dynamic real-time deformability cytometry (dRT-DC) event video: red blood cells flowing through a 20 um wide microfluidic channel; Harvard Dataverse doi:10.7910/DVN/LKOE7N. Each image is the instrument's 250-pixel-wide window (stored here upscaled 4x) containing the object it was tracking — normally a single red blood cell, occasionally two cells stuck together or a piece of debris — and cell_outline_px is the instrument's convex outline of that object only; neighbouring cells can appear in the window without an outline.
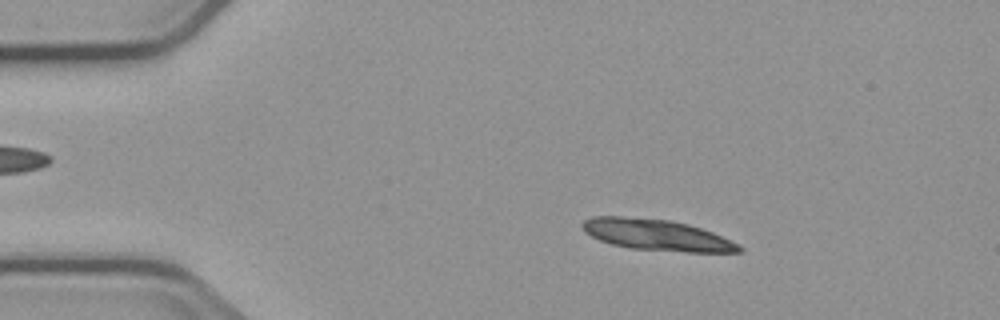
{"species": "common noctule bat (a hibernating species)", "species_latin": "Nyctalus noctula", "temperature_condition": "cold", "stored_images_in_passage": 5, "camera_frame_rate_fps": 3000, "um_per_image_px": 0.085, "animal": {"sex": "male", "body_mass_g": 23.1, "forearm_length_mm": 52.7}, "frame": {"image": 1, "passage_image": 2, "time_ms": 1.0, "image_size_px": [1000, 320], "cell_outline_px": [[744, 248], [740, 252], [684, 252], [628, 248], [612, 244], [600, 240], [584, 232], [580, 224], [584, 220], [592, 216], [620, 216], [668, 220], [688, 224], [712, 232], [740, 244]], "centroid_in_image_um": [55.81, 19.97], "position_along_channel_um": 29.2, "area_um2": 28.44}}
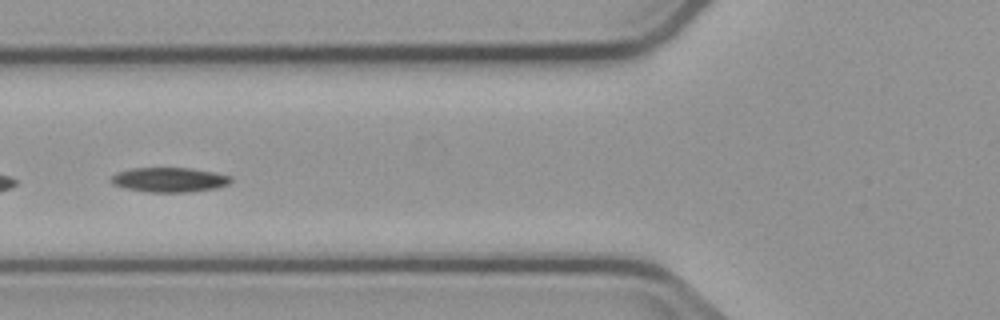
{"frame": {"image": 2, "passage_image": 5, "time_ms": 5.0, "image_size_px": [1000, 320], "cell_outline_px": [[232, 180], [228, 184], [216, 188], [188, 192], [148, 192], [124, 188], [112, 184], [108, 180], [116, 172], [132, 168], [192, 168], [216, 172], [232, 176]], "centroid_in_image_um": [14.38, 15.27], "position_along_channel_um": 111.4, "area_um2": 17.4}}